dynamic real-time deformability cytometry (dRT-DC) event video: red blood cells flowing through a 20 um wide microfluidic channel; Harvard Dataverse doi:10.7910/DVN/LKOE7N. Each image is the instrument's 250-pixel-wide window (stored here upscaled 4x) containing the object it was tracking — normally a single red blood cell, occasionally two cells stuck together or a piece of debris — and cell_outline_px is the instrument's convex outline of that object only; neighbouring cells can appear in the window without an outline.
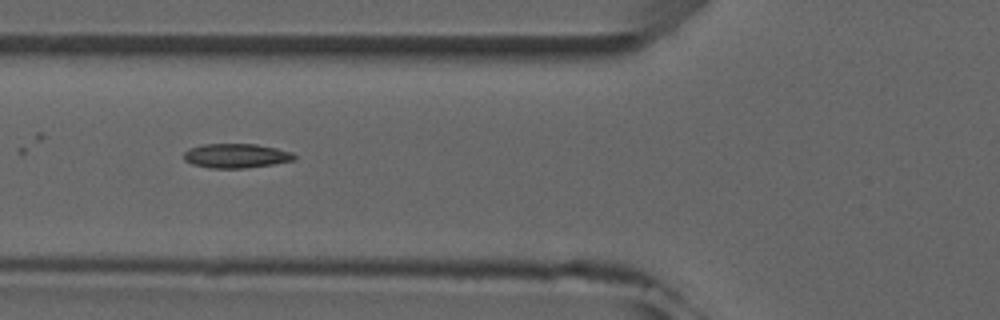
{"species": "common noctule bat (a hibernating species)", "species_latin": "Nyctalus noctula", "temperature_condition": "room temperature", "stored_images_in_passage": 7, "camera_frame_rate_fps": 3000, "um_per_image_px": 0.085, "animal": {"sex": "male", "forearm_length_mm": 52.5}, "frame": {"image": 1, "passage_image": 4, "time_ms": 4.333, "image_size_px": [1000, 320], "cell_outline_px": [[296, 160], [272, 164], [244, 168], [208, 168], [192, 164], [184, 160], [184, 152], [188, 148], [200, 144], [256, 144], [276, 148], [292, 152], [296, 156]], "centroid_in_image_um": [20.05, 13.24], "position_along_channel_um": 105.8, "area_um2": 15.78}}
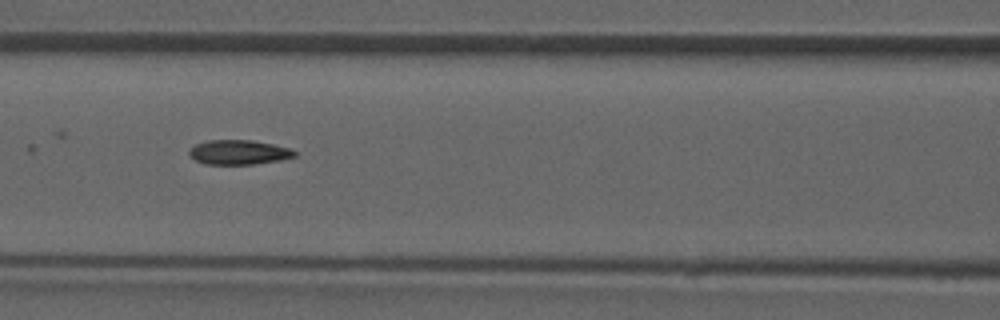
{"frame": {"image": 2, "passage_image": 5, "time_ms": 5.333, "image_size_px": [1000, 320], "cell_outline_px": [[296, 156], [280, 160], [256, 164], [204, 164], [196, 160], [188, 152], [196, 144], [208, 140], [252, 140], [272, 144], [288, 148], [296, 152]], "centroid_in_image_um": [20.3, 12.94], "position_along_channel_um": 146.3, "area_um2": 14.91}}